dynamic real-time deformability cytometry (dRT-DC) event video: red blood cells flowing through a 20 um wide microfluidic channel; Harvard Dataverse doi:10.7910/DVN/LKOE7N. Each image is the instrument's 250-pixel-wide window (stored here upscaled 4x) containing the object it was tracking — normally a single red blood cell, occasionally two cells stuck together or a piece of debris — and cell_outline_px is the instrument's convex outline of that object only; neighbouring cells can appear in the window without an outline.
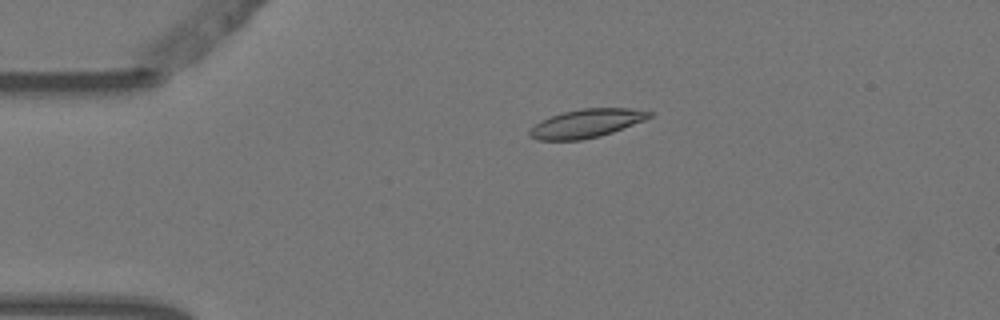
{"species": "Egyptian fruit bat (a non-hibernating species)", "species_latin": "Rousettus aegyptiacus", "temperature_condition": "warm", "stored_images_in_passage": 2, "camera_frame_rate_fps": 3000, "um_per_image_px": 0.085, "animal": {"sex": "female"}, "frame": {"image": 1, "passage_image": 1, "time_ms": 0.0, "image_size_px": [1000, 320], "cell_outline_px": [[652, 116], [644, 120], [612, 132], [600, 136], [580, 140], [540, 140], [528, 136], [528, 132], [540, 120], [564, 112], [580, 108], [628, 108], [652, 112]], "centroid_in_image_um": [49.83, 10.49], "position_along_channel_um": 35.2, "area_um2": 19.65}}